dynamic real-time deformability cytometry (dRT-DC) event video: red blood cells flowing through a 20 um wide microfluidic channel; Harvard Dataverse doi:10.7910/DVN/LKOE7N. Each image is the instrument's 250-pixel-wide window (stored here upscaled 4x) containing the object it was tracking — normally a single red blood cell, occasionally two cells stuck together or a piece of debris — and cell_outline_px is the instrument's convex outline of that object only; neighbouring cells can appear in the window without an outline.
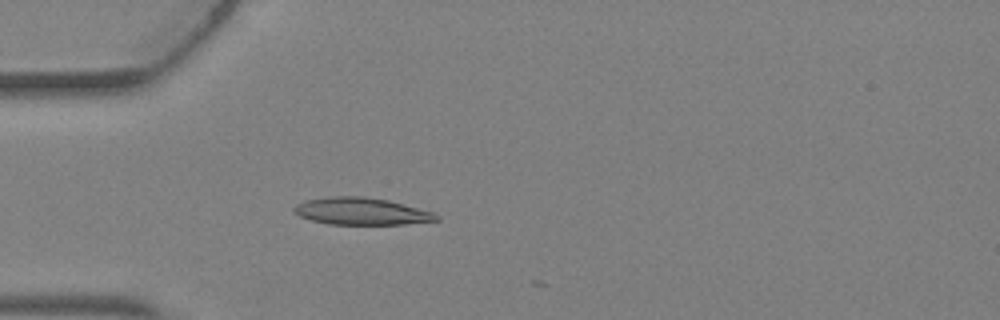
{"species": "Egyptian fruit bat (a non-hibernating species)", "species_latin": "Rousettus aegyptiacus", "temperature_condition": "warm", "stored_images_in_passage": 3, "camera_frame_rate_fps": 3000, "um_per_image_px": 0.085, "animal": {"sex": "female"}, "frame": {"image": 1, "passage_image": 3, "time_ms": 0.667, "image_size_px": [1000, 320], "cell_outline_px": [[440, 220], [404, 224], [332, 224], [312, 220], [300, 216], [292, 208], [296, 204], [304, 200], [328, 196], [364, 196], [388, 200], [432, 212], [440, 216]], "centroid_in_image_um": [30.7, 17.95], "position_along_channel_um": 54.3, "area_um2": 22.37}}